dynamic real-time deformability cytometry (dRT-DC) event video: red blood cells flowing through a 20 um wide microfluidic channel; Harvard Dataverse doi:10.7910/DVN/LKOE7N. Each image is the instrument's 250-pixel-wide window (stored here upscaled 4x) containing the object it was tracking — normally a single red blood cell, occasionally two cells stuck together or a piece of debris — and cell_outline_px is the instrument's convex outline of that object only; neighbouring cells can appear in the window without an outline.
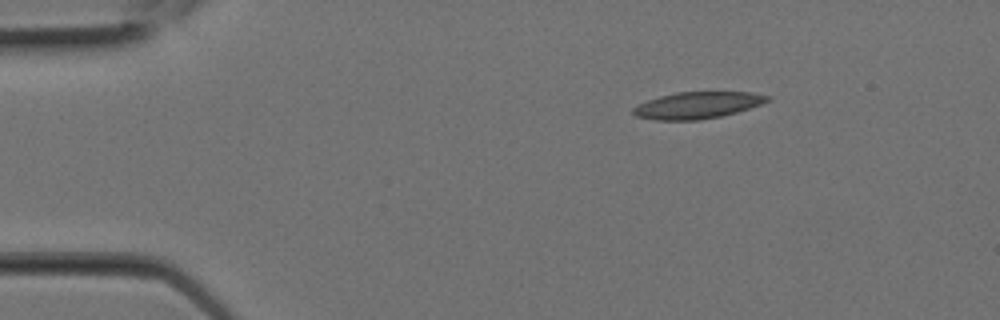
{"species": "Egyptian fruit bat (a non-hibernating species)", "species_latin": "Rousettus aegyptiacus", "temperature_condition": "room temperature", "stored_images_in_passage": 4, "camera_frame_rate_fps": 3000, "um_per_image_px": 0.085, "animal": {"sex": "female"}, "frame": {"image": 1, "passage_image": 1, "time_ms": 0.0, "image_size_px": [1000, 320], "cell_outline_px": [[772, 100], [736, 112], [720, 116], [700, 120], [656, 120], [636, 116], [632, 112], [632, 108], [648, 100], [660, 96], [676, 92], [752, 92], [772, 96]], "centroid_in_image_um": [59.31, 8.94], "position_along_channel_um": 25.7, "area_um2": 20.81}}
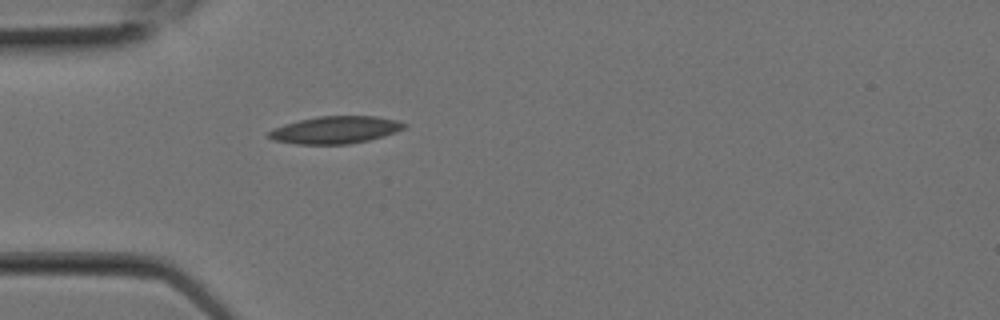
{"frame": {"image": 2, "passage_image": 4, "time_ms": 1.0, "image_size_px": [1000, 320], "cell_outline_px": [[408, 124], [404, 128], [396, 132], [384, 136], [368, 140], [348, 144], [296, 144], [272, 140], [264, 136], [272, 128], [284, 124], [300, 120], [320, 116], [376, 116], [400, 120]], "centroid_in_image_um": [28.49, 11.04], "position_along_channel_um": 56.5, "area_um2": 21.79}}